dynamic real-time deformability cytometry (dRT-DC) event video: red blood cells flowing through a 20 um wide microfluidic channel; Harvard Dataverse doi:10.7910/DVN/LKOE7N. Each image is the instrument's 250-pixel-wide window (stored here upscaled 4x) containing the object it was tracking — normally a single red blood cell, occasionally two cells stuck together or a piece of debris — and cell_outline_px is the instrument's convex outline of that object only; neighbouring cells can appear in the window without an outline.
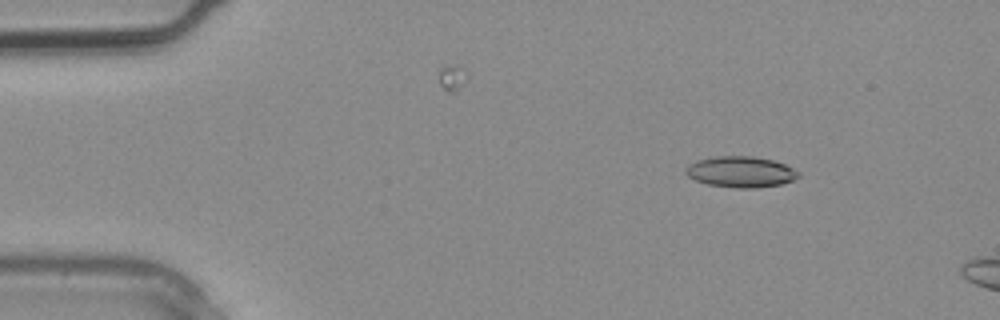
{"species": "common noctule bat (a hibernating species)", "species_latin": "Nyctalus noctula", "temperature_condition": "warm", "stored_images_in_passage": 3, "camera_frame_rate_fps": 3000, "um_per_image_px": 0.085, "animal": {"sex": "male", "body_mass_g": 20.4}, "frame": {"image": 1, "passage_image": 2, "time_ms": 0.333, "image_size_px": [1000, 320], "cell_outline_px": [[800, 176], [792, 180], [780, 184], [756, 188], [736, 188], [708, 184], [696, 180], [688, 176], [684, 172], [688, 164], [696, 160], [716, 156], [752, 156], [772, 160], [784, 164], [800, 172]], "centroid_in_image_um": [62.94, 14.6], "position_along_channel_um": 22.1, "area_um2": 20.29}}